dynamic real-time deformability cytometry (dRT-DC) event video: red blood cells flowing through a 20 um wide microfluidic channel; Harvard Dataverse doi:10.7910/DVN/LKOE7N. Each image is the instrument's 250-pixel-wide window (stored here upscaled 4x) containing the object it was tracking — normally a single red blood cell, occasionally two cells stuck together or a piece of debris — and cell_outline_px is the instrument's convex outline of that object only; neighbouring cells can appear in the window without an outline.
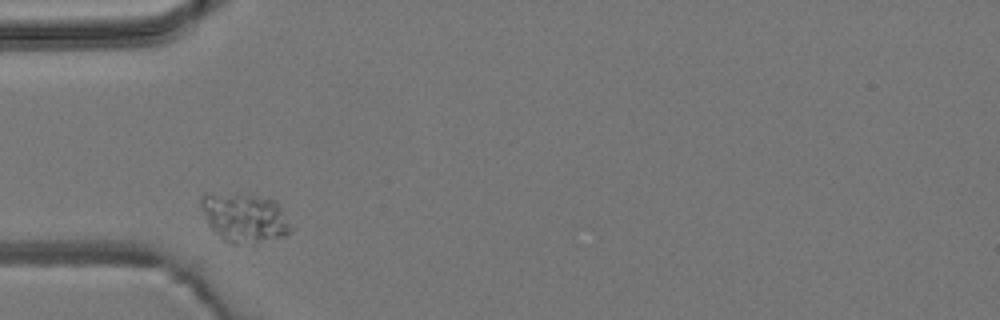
{"species": "common noctule bat (a hibernating species)", "species_latin": "Nyctalus noctula", "temperature_condition": "room temperature", "stored_images_in_passage": 2, "camera_frame_rate_fps": 3000, "um_per_image_px": 0.085, "animal": {"sex": "male", "body_mass_g": 19.2, "forearm_length_mm": 51.8}, "frame": {"image": 1, "passage_image": 1, "time_ms": 0.0, "image_size_px": [1000, 320], "cell_outline_px": [[292, 228], [288, 232], [280, 236], [252, 248], [232, 244], [224, 240], [208, 224], [200, 208], [200, 196], [204, 192], [208, 192], [252, 196], [276, 200]], "centroid_in_image_um": [20.74, 18.55], "position_along_channel_um": 64.3, "area_um2": 26.07}}
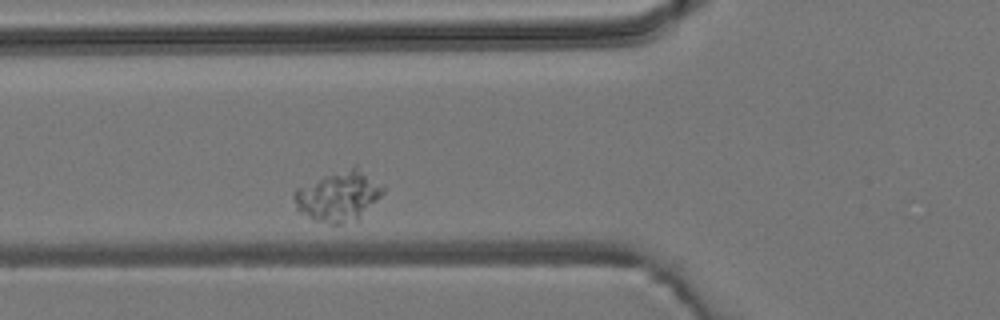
{"frame": {"image": 2, "passage_image": 2, "time_ms": 1.0, "image_size_px": [1000, 320], "cell_outline_px": [[384, 192], [356, 220], [340, 224], [328, 224], [312, 220], [300, 212], [296, 208], [292, 196], [292, 192], [296, 188], [324, 176], [356, 164], [384, 188]], "centroid_in_image_um": [28.72, 16.67], "position_along_channel_um": 97.1, "area_um2": 25.84}}